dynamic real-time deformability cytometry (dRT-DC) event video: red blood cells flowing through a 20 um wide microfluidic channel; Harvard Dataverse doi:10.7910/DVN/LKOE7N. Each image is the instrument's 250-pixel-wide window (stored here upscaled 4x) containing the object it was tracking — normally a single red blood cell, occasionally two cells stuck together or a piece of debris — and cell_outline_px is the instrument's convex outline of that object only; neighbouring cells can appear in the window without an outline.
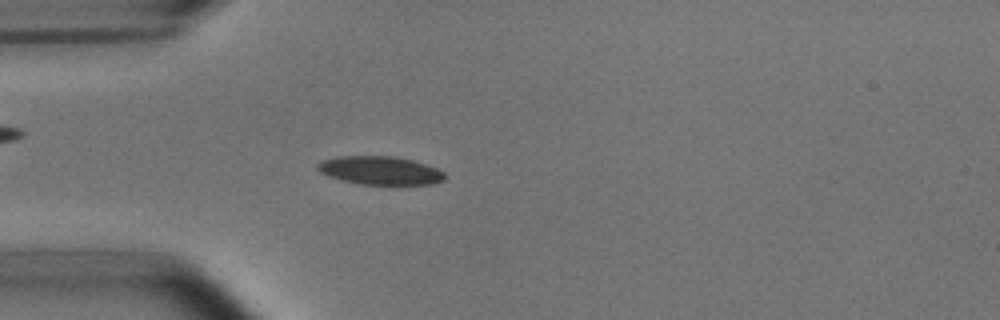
{"species": "common noctule bat (a hibernating species)", "species_latin": "Nyctalus noctula", "temperature_condition": "room temperature", "stored_images_in_passage": 52, "camera_frame_rate_fps": 3000, "um_per_image_px": 0.085, "animal": {"sex": "male", "body_mass_g": 15.6}, "frame": {"image": 1, "passage_image": 14, "time_ms": 4.333, "image_size_px": [1000, 320], "cell_outline_px": [[444, 180], [432, 184], [360, 184], [328, 176], [320, 172], [316, 168], [316, 164], [320, 160], [336, 156], [392, 156], [412, 160], [436, 168], [444, 172]], "centroid_in_image_um": [32.26, 14.48], "position_along_channel_um": 52.7, "area_um2": 20.92}}
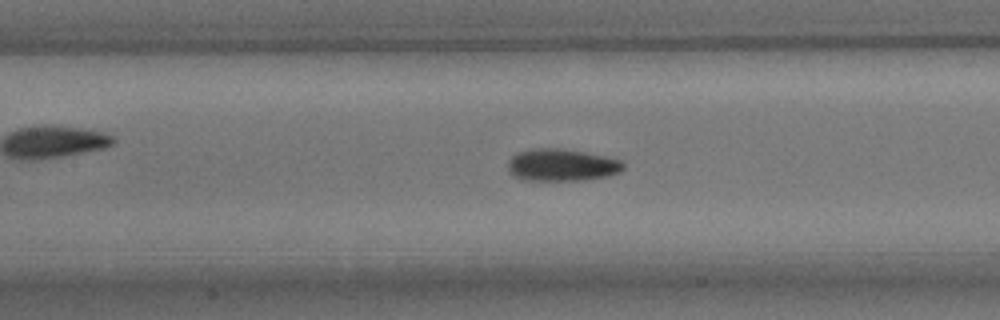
{"frame": {"image": 2, "passage_image": 23, "time_ms": 7.333, "image_size_px": [1000, 320], "cell_outline_px": [[624, 168], [620, 172], [608, 176], [584, 180], [524, 180], [512, 176], [508, 172], [508, 160], [516, 152], [532, 148], [564, 148], [604, 156], [620, 160], [624, 164]], "centroid_in_image_um": [47.71, 14.02], "position_along_channel_um": 159.7, "area_um2": 21.91}}
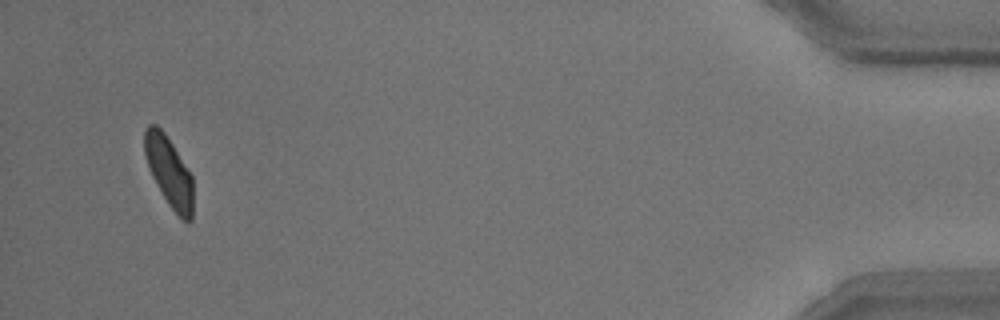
{"frame": {"image": 3, "passage_image": 50, "time_ms": 16.333, "image_size_px": [1000, 320], "cell_outline_px": [[192, 220], [188, 224], [168, 204], [156, 184], [152, 176], [144, 152], [144, 132], [148, 124], [156, 124], [164, 132], [172, 144], [192, 176]], "centroid_in_image_um": [14.36, 14.58], "position_along_channel_um": 420.8, "area_um2": 19.48}, "authors_computed_cell_mechanics": {"area_um2": 20.6057, "velocity_mm_per_s": 3.7738, "shape_relaxation_time_tau1_ms": 3.0332, "shape_relaxation_time_tau2_ms": 2.8553, "deformation_change_tau1": 0.1186, "deformation_change_tau2": 0.0437}}